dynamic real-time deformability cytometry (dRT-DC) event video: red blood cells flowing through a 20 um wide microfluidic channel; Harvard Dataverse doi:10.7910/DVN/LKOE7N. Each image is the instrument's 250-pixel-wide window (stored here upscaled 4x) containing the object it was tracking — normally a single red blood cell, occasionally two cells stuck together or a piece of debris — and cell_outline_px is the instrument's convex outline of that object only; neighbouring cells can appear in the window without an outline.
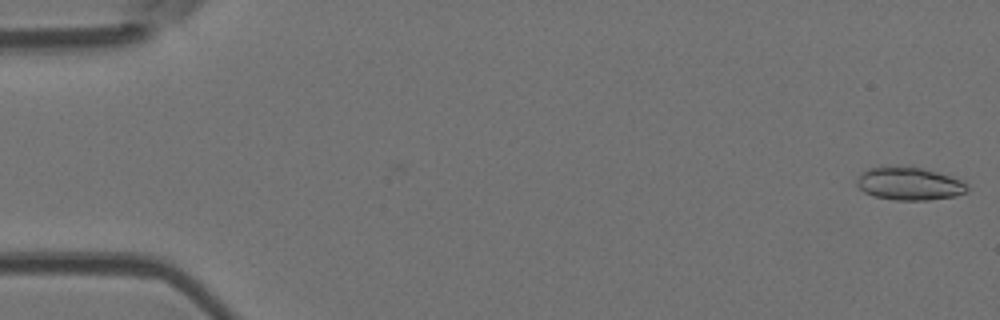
{"species": "Egyptian fruit bat (a non-hibernating species)", "species_latin": "Rousettus aegyptiacus", "temperature_condition": "room temperature", "stored_images_in_passage": 6, "camera_frame_rate_fps": 3000, "um_per_image_px": 0.085, "animal": {"sex": "female"}, "frame": {"image": 1, "passage_image": 1, "time_ms": 0.0, "image_size_px": [1000, 320], "cell_outline_px": [[968, 188], [964, 192], [956, 196], [928, 200], [896, 200], [872, 196], [864, 192], [856, 184], [856, 176], [860, 172], [868, 168], [888, 164], [924, 168], [964, 180], [968, 184]], "centroid_in_image_um": [77.24, 15.58], "position_along_channel_um": 7.8, "area_um2": 21.85}}
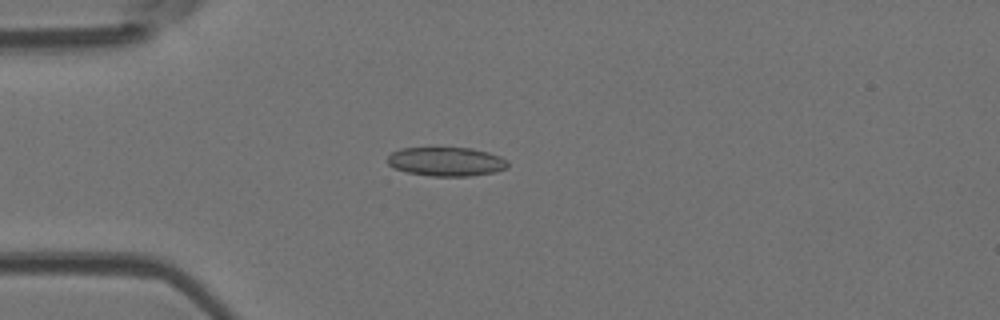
{"frame": {"image": 2, "passage_image": 4, "time_ms": 4.333, "image_size_px": [1000, 320], "cell_outline_px": [[508, 168], [496, 172], [468, 176], [432, 176], [408, 172], [396, 168], [388, 164], [388, 156], [392, 152], [400, 148], [472, 148], [488, 152], [500, 156], [508, 160]], "centroid_in_image_um": [37.98, 13.73], "position_along_channel_um": 47.0, "area_um2": 20.29}}